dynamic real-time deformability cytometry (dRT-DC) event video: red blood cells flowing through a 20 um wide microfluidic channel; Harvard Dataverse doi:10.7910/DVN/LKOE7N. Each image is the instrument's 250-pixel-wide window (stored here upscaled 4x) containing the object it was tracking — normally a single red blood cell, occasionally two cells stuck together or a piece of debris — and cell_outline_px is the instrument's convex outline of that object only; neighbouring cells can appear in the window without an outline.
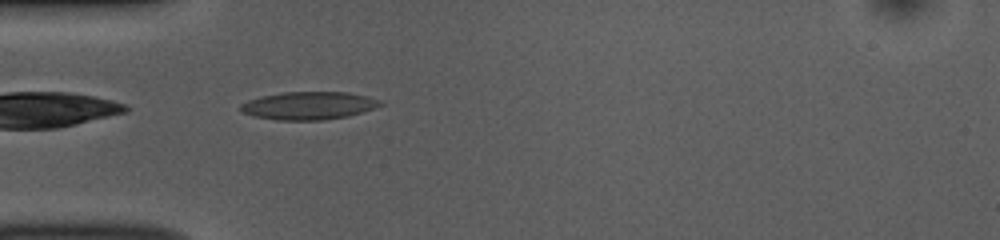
{"species": "common noctule bat (a hibernating species)", "species_latin": "Nyctalus noctula", "temperature_condition": "room temperature", "stored_images_in_passage": 38, "camera_frame_rate_fps": 3000, "um_per_image_px": 0.085, "animal": {"sex": "female", "body_mass_g": 10.0, "forearm_length_mm": 53.1}, "frame": {"image": 1, "passage_image": 2, "time_ms": 0.333, "image_size_px": [1000, 240], "cell_outline_px": [[384, 104], [376, 108], [348, 116], [324, 120], [276, 120], [256, 116], [244, 112], [240, 108], [240, 104], [248, 100], [260, 96], [284, 92], [348, 92], [368, 96], [384, 100]], "centroid_in_image_um": [26.31, 8.97], "position_along_channel_um": 58.7, "area_um2": 22.83}}
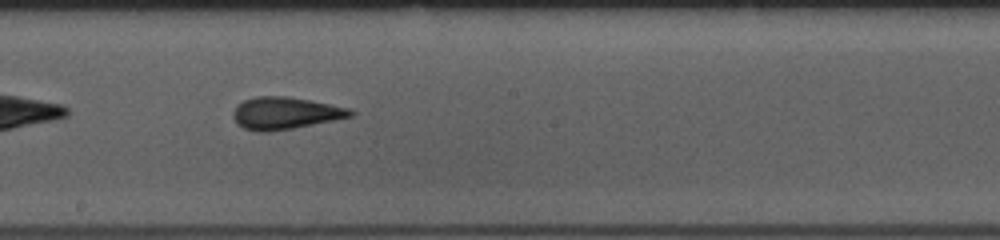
{"frame": {"image": 2, "passage_image": 15, "time_ms": 4.667, "image_size_px": [1000, 240], "cell_outline_px": [[356, 112], [352, 116], [292, 128], [268, 132], [256, 132], [244, 128], [236, 124], [232, 116], [232, 112], [236, 104], [244, 100], [256, 96], [284, 96], [308, 100], [352, 108]], "centroid_in_image_um": [24.19, 9.62], "position_along_channel_um": 224.0, "area_um2": 22.02}}
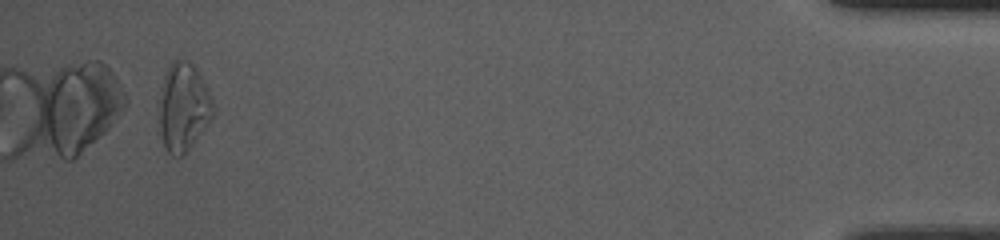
{"frame": {"image": 3, "passage_image": 36, "time_ms": 11.667, "image_size_px": [1000, 240], "cell_outline_px": [[212, 116], [192, 144], [180, 156], [172, 156], [168, 152], [164, 144], [160, 132], [156, 104], [164, 72], [172, 60], [180, 56], [188, 60], [192, 64], [200, 76], [212, 100]], "centroid_in_image_um": [15.49, 9.03], "position_along_channel_um": 419.7, "area_um2": 27.86}, "authors_computed_cell_mechanics": {"area_um2": 21.7617, "velocity_mm_per_s": 3.8672, "shape_relaxation_time_tau1_ms": 5.9953, "shape_relaxation_time_tau2_ms": 1.5759, "deformation_change_tau1": 0.1532, "deformation_change_tau2": 0.0823}}